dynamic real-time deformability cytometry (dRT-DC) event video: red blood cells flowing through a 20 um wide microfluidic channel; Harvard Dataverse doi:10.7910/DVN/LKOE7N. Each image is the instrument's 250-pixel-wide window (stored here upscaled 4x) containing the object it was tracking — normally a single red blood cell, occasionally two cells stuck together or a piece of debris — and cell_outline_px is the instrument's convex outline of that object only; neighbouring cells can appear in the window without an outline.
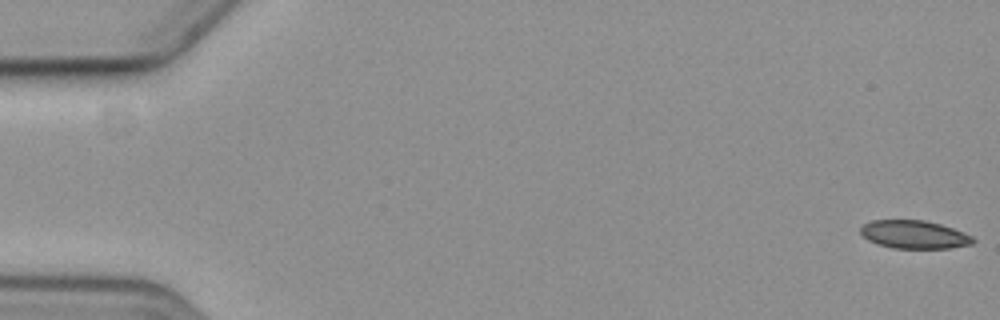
{"species": "common noctule bat (a hibernating species)", "species_latin": "Nyctalus noctula", "temperature_condition": "cold", "stored_images_in_passage": 5, "camera_frame_rate_fps": 3000, "um_per_image_px": 0.085, "animal": {"sex": "female", "body_mass_g": 19.3, "forearm_length_mm": 54.1}, "frame": {"image": 1, "passage_image": 1, "time_ms": 0.0, "image_size_px": [1000, 320], "cell_outline_px": [[976, 240], [972, 244], [952, 248], [892, 248], [876, 244], [868, 240], [860, 232], [860, 228], [864, 224], [872, 220], [924, 220], [940, 224], [964, 232], [972, 236]], "centroid_in_image_um": [77.71, 19.94], "position_along_channel_um": 7.3, "area_um2": 18.5}}